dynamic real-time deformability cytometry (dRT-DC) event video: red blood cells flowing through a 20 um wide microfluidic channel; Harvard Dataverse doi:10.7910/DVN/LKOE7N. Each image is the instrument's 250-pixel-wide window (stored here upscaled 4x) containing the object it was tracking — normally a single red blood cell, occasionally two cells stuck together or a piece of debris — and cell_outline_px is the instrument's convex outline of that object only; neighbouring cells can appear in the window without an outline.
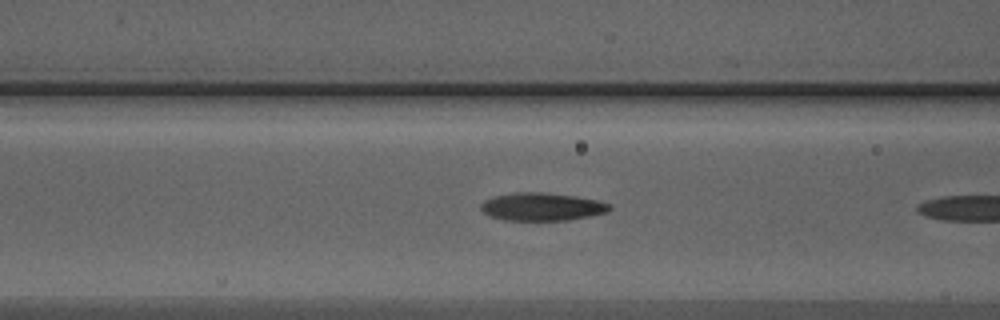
{"species": "Egyptian fruit bat (a non-hibernating species)", "species_latin": "Rousettus aegyptiacus", "temperature_condition": "warm", "stored_images_in_passage": 7, "camera_frame_rate_fps": 3000, "um_per_image_px": 0.085, "animal": {"sex": "male"}, "frame": {"image": 1, "passage_image": 6, "time_ms": 1.667, "image_size_px": [1000, 320], "cell_outline_px": [[612, 208], [608, 212], [568, 220], [504, 220], [488, 216], [480, 208], [480, 204], [484, 200], [492, 196], [516, 192], [544, 192], [576, 196], [596, 200], [612, 204]], "centroid_in_image_um": [46.04, 17.56], "position_along_channel_um": 120.6, "area_um2": 21.1}}